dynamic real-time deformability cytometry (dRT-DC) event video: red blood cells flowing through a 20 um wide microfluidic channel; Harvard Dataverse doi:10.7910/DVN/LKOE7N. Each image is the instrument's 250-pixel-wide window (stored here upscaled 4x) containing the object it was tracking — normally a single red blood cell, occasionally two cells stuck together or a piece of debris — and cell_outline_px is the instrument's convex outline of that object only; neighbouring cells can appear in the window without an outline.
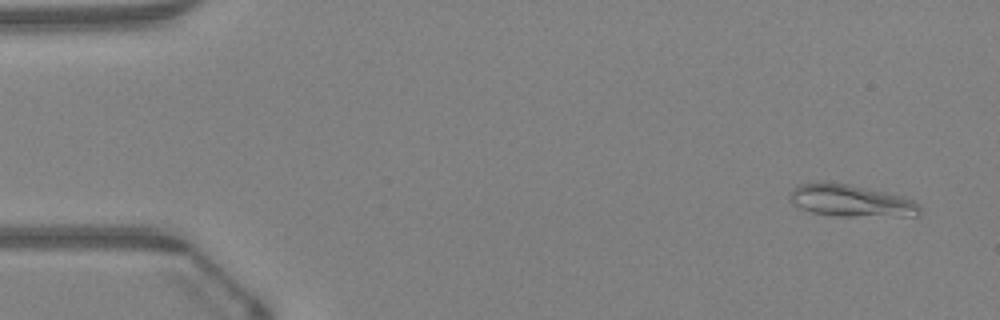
{"species": "Egyptian fruit bat (a non-hibernating species)", "species_latin": "Rousettus aegyptiacus", "temperature_condition": "warm", "stored_images_in_passage": 47, "camera_frame_rate_fps": 3000, "um_per_image_px": 0.085, "animal": {"sex": "female"}, "frame": {"image": 1, "passage_image": 3, "time_ms": 0.667, "image_size_px": [1000, 320], "cell_outline_px": [[920, 216], [836, 216], [812, 212], [792, 204], [788, 196], [796, 184], [820, 180], [828, 180], [848, 184], [904, 196], [912, 200], [920, 208]], "centroid_in_image_um": [72.27, 17.03], "position_along_channel_um": 12.7, "area_um2": 24.68}}
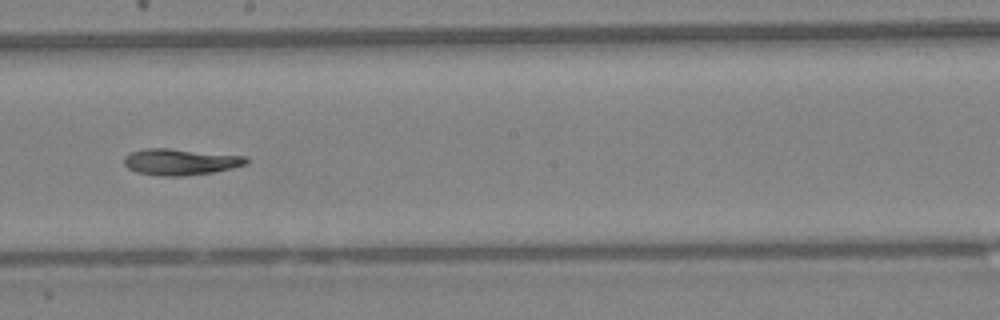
{"frame": {"image": 2, "passage_image": 27, "time_ms": 8.667, "image_size_px": [1000, 320], "cell_outline_px": [[248, 164], [232, 168], [212, 172], [184, 176], [160, 176], [136, 172], [128, 168], [124, 164], [124, 156], [132, 152], [144, 148], [168, 148], [248, 156]], "centroid_in_image_um": [15.34, 13.75], "position_along_channel_um": 232.9, "area_um2": 18.84}}
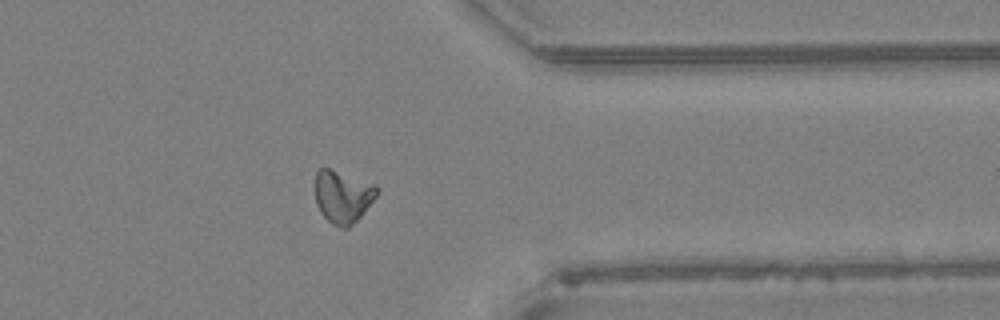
{"frame": {"image": 3, "passage_image": 38, "time_ms": 12.333, "image_size_px": [1000, 320], "cell_outline_px": [[376, 196], [360, 216], [348, 228], [344, 228], [332, 224], [320, 212], [316, 204], [316, 172], [320, 168], [328, 168], [376, 184]], "centroid_in_image_um": [29.11, 16.7], "position_along_channel_um": 382.3, "area_um2": 18.5}}